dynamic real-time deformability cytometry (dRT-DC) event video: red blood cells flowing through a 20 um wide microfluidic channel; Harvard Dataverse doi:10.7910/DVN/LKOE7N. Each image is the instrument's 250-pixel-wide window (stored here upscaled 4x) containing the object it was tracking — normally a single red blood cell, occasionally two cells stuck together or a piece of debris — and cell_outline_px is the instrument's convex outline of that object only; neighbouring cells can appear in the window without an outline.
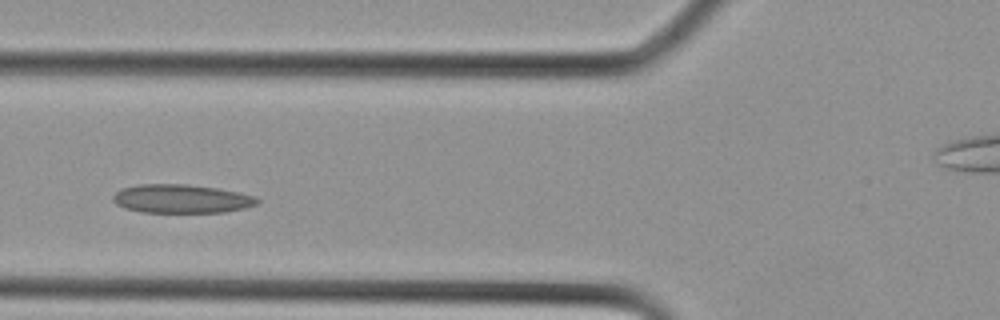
{"species": "Egyptian fruit bat (a non-hibernating species)", "species_latin": "Rousettus aegyptiacus", "temperature_condition": "cold", "stored_images_in_passage": 9, "camera_frame_rate_fps": 3000, "um_per_image_px": 0.085, "animal": {"sex": "female"}, "frame": {"image": 1, "passage_image": 6, "time_ms": 1.667, "image_size_px": [1000, 320], "cell_outline_px": [[260, 200], [256, 204], [244, 208], [224, 212], [140, 212], [124, 208], [116, 204], [112, 200], [112, 196], [120, 188], [136, 184], [188, 184], [216, 188], [256, 196]], "centroid_in_image_um": [15.37, 16.89], "position_along_channel_um": 110.4, "area_um2": 24.16}}
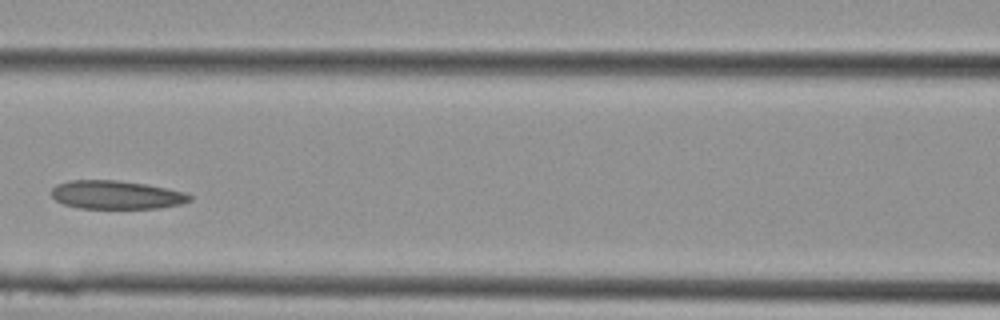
{"frame": {"image": 2, "passage_image": 8, "time_ms": 2.333, "image_size_px": [1000, 320], "cell_outline_px": [[192, 200], [180, 204], [160, 208], [80, 208], [64, 204], [56, 200], [52, 196], [52, 188], [56, 184], [68, 180], [116, 180], [144, 184], [168, 188], [184, 192], [192, 196]], "centroid_in_image_um": [9.88, 16.56], "position_along_channel_um": 156.7, "area_um2": 22.89}}